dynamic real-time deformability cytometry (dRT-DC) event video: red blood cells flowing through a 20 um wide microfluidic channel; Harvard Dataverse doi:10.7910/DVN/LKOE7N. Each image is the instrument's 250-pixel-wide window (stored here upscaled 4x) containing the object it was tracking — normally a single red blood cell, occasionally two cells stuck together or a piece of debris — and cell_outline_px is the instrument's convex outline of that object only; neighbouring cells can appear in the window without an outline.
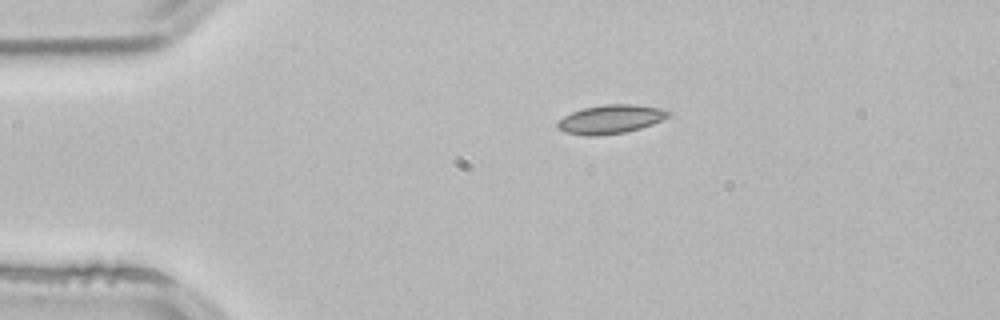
{"species": "common noctule bat (a hibernating species)", "species_latin": "Nyctalus noctula", "temperature_condition": "room temperature", "stored_images_in_passage": 2, "camera_frame_rate_fps": 3000, "um_per_image_px": 0.085, "animal": {"sex": "male", "body_mass_g": 21.5, "forearm_length_mm": 52.0}, "frame": {"image": 1, "passage_image": 1, "time_ms": 0.0, "image_size_px": [1000, 320], "cell_outline_px": [[672, 112], [668, 116], [652, 124], [640, 128], [624, 132], [596, 136], [588, 136], [564, 132], [556, 124], [564, 116], [572, 112], [584, 108], [604, 104], [632, 104], [660, 108]], "centroid_in_image_um": [51.9, 10.13], "position_along_channel_um": 33.1, "area_um2": 18.32}}
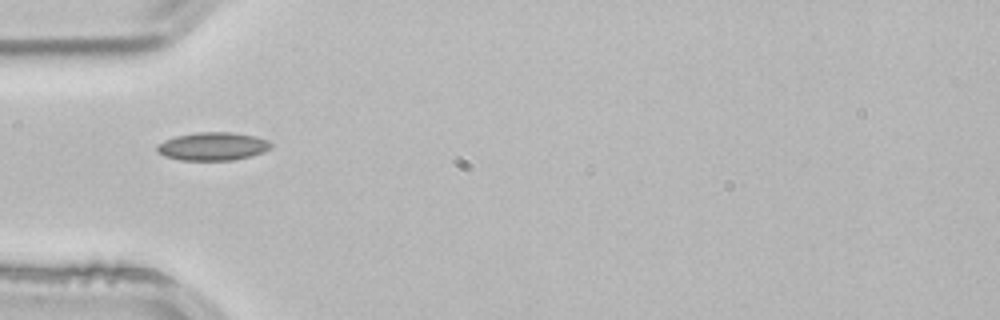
{"frame": {"image": 2, "passage_image": 2, "time_ms": 0.333, "image_size_px": [1000, 320], "cell_outline_px": [[272, 144], [264, 152], [252, 156], [232, 160], [180, 160], [164, 156], [156, 152], [156, 144], [164, 140], [176, 136], [196, 132], [232, 132], [256, 136], [268, 140]], "centroid_in_image_um": [18.05, 12.44], "position_along_channel_um": 66.9, "area_um2": 18.84}}